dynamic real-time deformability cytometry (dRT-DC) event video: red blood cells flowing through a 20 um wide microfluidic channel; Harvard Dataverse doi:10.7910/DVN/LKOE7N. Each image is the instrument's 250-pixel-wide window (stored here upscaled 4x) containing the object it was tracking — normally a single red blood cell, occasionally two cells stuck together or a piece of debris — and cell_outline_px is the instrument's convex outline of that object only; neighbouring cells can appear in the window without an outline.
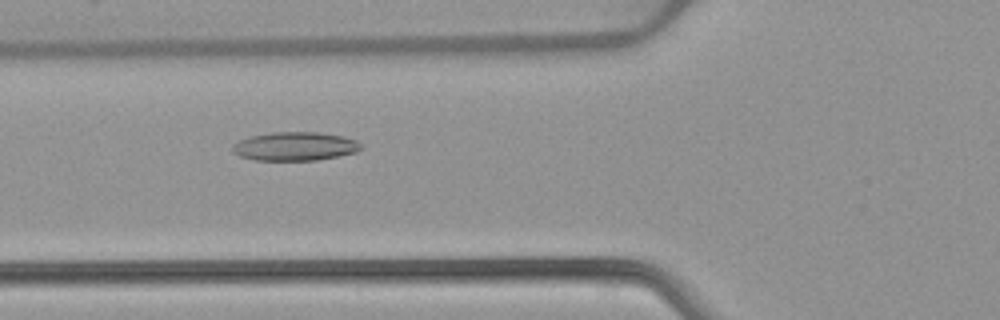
{"species": "common noctule bat (a hibernating species)", "species_latin": "Nyctalus noctula", "temperature_condition": "warm", "stored_images_in_passage": 53, "camera_frame_rate_fps": 3000, "um_per_image_px": 0.085, "animal": {"sex": "female", "body_mass_g": 22.7, "forearm_length_mm": 54.2}, "frame": {"image": 1, "passage_image": 20, "time_ms": 6.333, "image_size_px": [1000, 320], "cell_outline_px": [[364, 148], [356, 152], [340, 156], [316, 160], [256, 160], [240, 156], [232, 152], [232, 144], [248, 136], [272, 132], [316, 132], [344, 136], [356, 140]], "centroid_in_image_um": [25.07, 12.43], "position_along_channel_um": 100.7, "area_um2": 21.62}}
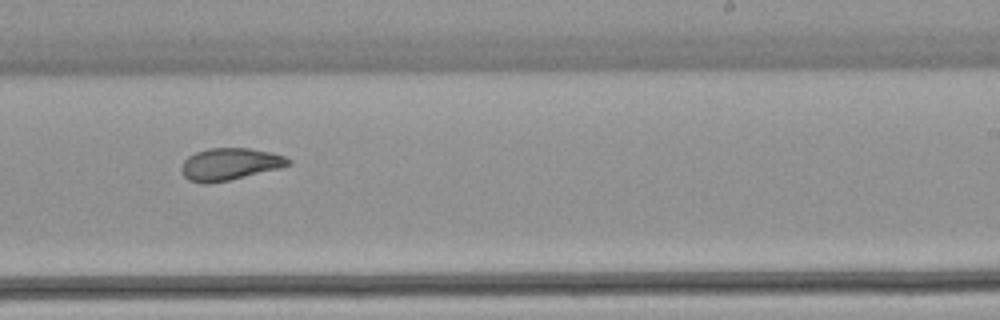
{"frame": {"image": 2, "passage_image": 33, "time_ms": 10.667, "image_size_px": [1000, 320], "cell_outline_px": [[292, 164], [280, 168], [228, 180], [208, 184], [204, 184], [188, 180], [184, 176], [180, 168], [184, 160], [188, 156], [196, 152], [208, 148], [248, 148], [272, 152], [284, 156], [292, 160]], "centroid_in_image_um": [19.53, 13.95], "position_along_channel_um": 269.5, "area_um2": 20.06}}
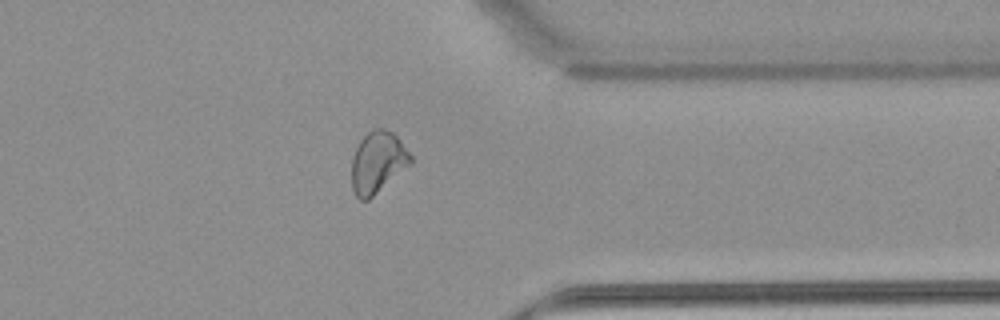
{"frame": {"image": 3, "passage_image": 42, "time_ms": 13.667, "image_size_px": [1000, 320], "cell_outline_px": [[412, 164], [368, 200], [360, 200], [356, 196], [352, 188], [352, 160], [356, 148], [360, 140], [372, 128], [384, 128], [392, 132], [400, 140], [412, 156]], "centroid_in_image_um": [32.11, 13.79], "position_along_channel_um": 379.3, "area_um2": 21.15}, "authors_computed_cell_mechanics": {"area_um2": 22.3686, "velocity_mm_per_s": 3.8996, "shape_relaxation_time_tau1_ms": null, "shape_relaxation_time_tau2_ms": 2.5404, "deformation_change_tau1": null, "deformation_change_tau2": 0.0956}}